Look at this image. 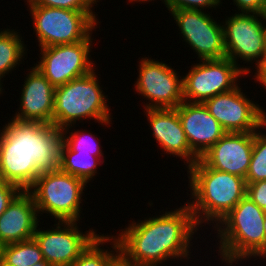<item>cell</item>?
I'll list each match as a JSON object with an SVG mask.
<instances>
[{
    "label": "cell",
    "mask_w": 266,
    "mask_h": 266,
    "mask_svg": "<svg viewBox=\"0 0 266 266\" xmlns=\"http://www.w3.org/2000/svg\"><path fill=\"white\" fill-rule=\"evenodd\" d=\"M104 244H107V246L108 244L111 245L110 247L112 249L109 247H107L109 250L105 249ZM118 259L119 246L117 240L113 237V234H111V236L101 234L72 263L71 266H112Z\"/></svg>",
    "instance_id": "obj_22"
},
{
    "label": "cell",
    "mask_w": 266,
    "mask_h": 266,
    "mask_svg": "<svg viewBox=\"0 0 266 266\" xmlns=\"http://www.w3.org/2000/svg\"><path fill=\"white\" fill-rule=\"evenodd\" d=\"M44 257L34 238L0 247V263L3 266H32Z\"/></svg>",
    "instance_id": "obj_23"
},
{
    "label": "cell",
    "mask_w": 266,
    "mask_h": 266,
    "mask_svg": "<svg viewBox=\"0 0 266 266\" xmlns=\"http://www.w3.org/2000/svg\"><path fill=\"white\" fill-rule=\"evenodd\" d=\"M28 70L19 93V109L12 118L52 124L55 87L35 66Z\"/></svg>",
    "instance_id": "obj_18"
},
{
    "label": "cell",
    "mask_w": 266,
    "mask_h": 266,
    "mask_svg": "<svg viewBox=\"0 0 266 266\" xmlns=\"http://www.w3.org/2000/svg\"><path fill=\"white\" fill-rule=\"evenodd\" d=\"M96 70L55 88L52 117L55 127L63 129L87 119L106 127L112 123L109 98L100 86Z\"/></svg>",
    "instance_id": "obj_5"
},
{
    "label": "cell",
    "mask_w": 266,
    "mask_h": 266,
    "mask_svg": "<svg viewBox=\"0 0 266 266\" xmlns=\"http://www.w3.org/2000/svg\"><path fill=\"white\" fill-rule=\"evenodd\" d=\"M17 31L8 27L0 30V79L3 78V81L5 75L22 64L28 51L22 35Z\"/></svg>",
    "instance_id": "obj_21"
},
{
    "label": "cell",
    "mask_w": 266,
    "mask_h": 266,
    "mask_svg": "<svg viewBox=\"0 0 266 266\" xmlns=\"http://www.w3.org/2000/svg\"><path fill=\"white\" fill-rule=\"evenodd\" d=\"M100 0H26L27 5H39L67 10L93 11Z\"/></svg>",
    "instance_id": "obj_26"
},
{
    "label": "cell",
    "mask_w": 266,
    "mask_h": 266,
    "mask_svg": "<svg viewBox=\"0 0 266 266\" xmlns=\"http://www.w3.org/2000/svg\"><path fill=\"white\" fill-rule=\"evenodd\" d=\"M266 124L254 132V143L246 184L266 180Z\"/></svg>",
    "instance_id": "obj_25"
},
{
    "label": "cell",
    "mask_w": 266,
    "mask_h": 266,
    "mask_svg": "<svg viewBox=\"0 0 266 266\" xmlns=\"http://www.w3.org/2000/svg\"><path fill=\"white\" fill-rule=\"evenodd\" d=\"M39 48L86 40L99 22L95 11L28 5ZM96 26V27H95Z\"/></svg>",
    "instance_id": "obj_7"
},
{
    "label": "cell",
    "mask_w": 266,
    "mask_h": 266,
    "mask_svg": "<svg viewBox=\"0 0 266 266\" xmlns=\"http://www.w3.org/2000/svg\"><path fill=\"white\" fill-rule=\"evenodd\" d=\"M254 73L255 74L252 76L253 80H255L254 82L259 83L266 89V62H264L258 70H255Z\"/></svg>",
    "instance_id": "obj_31"
},
{
    "label": "cell",
    "mask_w": 266,
    "mask_h": 266,
    "mask_svg": "<svg viewBox=\"0 0 266 266\" xmlns=\"http://www.w3.org/2000/svg\"><path fill=\"white\" fill-rule=\"evenodd\" d=\"M254 132H226L199 159L210 168L246 178Z\"/></svg>",
    "instance_id": "obj_15"
},
{
    "label": "cell",
    "mask_w": 266,
    "mask_h": 266,
    "mask_svg": "<svg viewBox=\"0 0 266 266\" xmlns=\"http://www.w3.org/2000/svg\"><path fill=\"white\" fill-rule=\"evenodd\" d=\"M128 1H129V3H133V2H134V3H135V2H136V3H137V2H140V3L143 2V3H144V2L154 1V0H128Z\"/></svg>",
    "instance_id": "obj_35"
},
{
    "label": "cell",
    "mask_w": 266,
    "mask_h": 266,
    "mask_svg": "<svg viewBox=\"0 0 266 266\" xmlns=\"http://www.w3.org/2000/svg\"><path fill=\"white\" fill-rule=\"evenodd\" d=\"M112 266H131L129 264L124 263L120 258L112 265Z\"/></svg>",
    "instance_id": "obj_32"
},
{
    "label": "cell",
    "mask_w": 266,
    "mask_h": 266,
    "mask_svg": "<svg viewBox=\"0 0 266 266\" xmlns=\"http://www.w3.org/2000/svg\"><path fill=\"white\" fill-rule=\"evenodd\" d=\"M191 151L200 158L226 131L204 103L183 101L176 108Z\"/></svg>",
    "instance_id": "obj_17"
},
{
    "label": "cell",
    "mask_w": 266,
    "mask_h": 266,
    "mask_svg": "<svg viewBox=\"0 0 266 266\" xmlns=\"http://www.w3.org/2000/svg\"><path fill=\"white\" fill-rule=\"evenodd\" d=\"M169 13L174 10H201L206 11L211 8L213 10L218 6H222V0H161ZM213 7V8H212Z\"/></svg>",
    "instance_id": "obj_27"
},
{
    "label": "cell",
    "mask_w": 266,
    "mask_h": 266,
    "mask_svg": "<svg viewBox=\"0 0 266 266\" xmlns=\"http://www.w3.org/2000/svg\"><path fill=\"white\" fill-rule=\"evenodd\" d=\"M264 44H265V62H266V15H265V25H264Z\"/></svg>",
    "instance_id": "obj_34"
},
{
    "label": "cell",
    "mask_w": 266,
    "mask_h": 266,
    "mask_svg": "<svg viewBox=\"0 0 266 266\" xmlns=\"http://www.w3.org/2000/svg\"><path fill=\"white\" fill-rule=\"evenodd\" d=\"M162 210L161 215L134 220L113 237L119 258L131 266H167L169 261L190 259L192 239L198 233L193 213L185 202L179 208ZM118 235V236H117ZM184 259V260H182ZM162 264V265H160Z\"/></svg>",
    "instance_id": "obj_1"
},
{
    "label": "cell",
    "mask_w": 266,
    "mask_h": 266,
    "mask_svg": "<svg viewBox=\"0 0 266 266\" xmlns=\"http://www.w3.org/2000/svg\"><path fill=\"white\" fill-rule=\"evenodd\" d=\"M86 187L80 178L58 169L41 173L28 192L33 196L39 216L49 213L55 221L79 222Z\"/></svg>",
    "instance_id": "obj_6"
},
{
    "label": "cell",
    "mask_w": 266,
    "mask_h": 266,
    "mask_svg": "<svg viewBox=\"0 0 266 266\" xmlns=\"http://www.w3.org/2000/svg\"><path fill=\"white\" fill-rule=\"evenodd\" d=\"M187 174L192 200L187 204L199 228L203 223L215 227L246 195L243 177L207 167L200 159L188 167Z\"/></svg>",
    "instance_id": "obj_3"
},
{
    "label": "cell",
    "mask_w": 266,
    "mask_h": 266,
    "mask_svg": "<svg viewBox=\"0 0 266 266\" xmlns=\"http://www.w3.org/2000/svg\"><path fill=\"white\" fill-rule=\"evenodd\" d=\"M153 138L165 154L186 161V168L199 158L191 151L183 130L178 111L175 108H149L143 110Z\"/></svg>",
    "instance_id": "obj_16"
},
{
    "label": "cell",
    "mask_w": 266,
    "mask_h": 266,
    "mask_svg": "<svg viewBox=\"0 0 266 266\" xmlns=\"http://www.w3.org/2000/svg\"><path fill=\"white\" fill-rule=\"evenodd\" d=\"M183 41L197 54V59L211 60L226 57L222 23L201 10H174L170 12ZM211 15V16H210Z\"/></svg>",
    "instance_id": "obj_13"
},
{
    "label": "cell",
    "mask_w": 266,
    "mask_h": 266,
    "mask_svg": "<svg viewBox=\"0 0 266 266\" xmlns=\"http://www.w3.org/2000/svg\"><path fill=\"white\" fill-rule=\"evenodd\" d=\"M246 196L266 214V180L246 184Z\"/></svg>",
    "instance_id": "obj_28"
},
{
    "label": "cell",
    "mask_w": 266,
    "mask_h": 266,
    "mask_svg": "<svg viewBox=\"0 0 266 266\" xmlns=\"http://www.w3.org/2000/svg\"><path fill=\"white\" fill-rule=\"evenodd\" d=\"M74 126L75 125H70L62 129L63 142L74 152L89 153L93 156H103L104 153L101 150L102 146L99 144L100 139L94 136L91 131L89 132L85 129L80 131L79 129H77V131L71 130Z\"/></svg>",
    "instance_id": "obj_24"
},
{
    "label": "cell",
    "mask_w": 266,
    "mask_h": 266,
    "mask_svg": "<svg viewBox=\"0 0 266 266\" xmlns=\"http://www.w3.org/2000/svg\"><path fill=\"white\" fill-rule=\"evenodd\" d=\"M54 222L57 224L52 225L55 226L52 229L42 230V227L37 226L33 236L44 259L51 266H71L100 235L92 228L83 233L78 225L79 222Z\"/></svg>",
    "instance_id": "obj_12"
},
{
    "label": "cell",
    "mask_w": 266,
    "mask_h": 266,
    "mask_svg": "<svg viewBox=\"0 0 266 266\" xmlns=\"http://www.w3.org/2000/svg\"><path fill=\"white\" fill-rule=\"evenodd\" d=\"M239 13H255L266 15V0H232Z\"/></svg>",
    "instance_id": "obj_30"
},
{
    "label": "cell",
    "mask_w": 266,
    "mask_h": 266,
    "mask_svg": "<svg viewBox=\"0 0 266 266\" xmlns=\"http://www.w3.org/2000/svg\"><path fill=\"white\" fill-rule=\"evenodd\" d=\"M264 232H265V236H266V214H265V219H264Z\"/></svg>",
    "instance_id": "obj_37"
},
{
    "label": "cell",
    "mask_w": 266,
    "mask_h": 266,
    "mask_svg": "<svg viewBox=\"0 0 266 266\" xmlns=\"http://www.w3.org/2000/svg\"><path fill=\"white\" fill-rule=\"evenodd\" d=\"M242 76L247 75L227 57L200 60L183 76L184 101L204 103L217 94L235 89Z\"/></svg>",
    "instance_id": "obj_9"
},
{
    "label": "cell",
    "mask_w": 266,
    "mask_h": 266,
    "mask_svg": "<svg viewBox=\"0 0 266 266\" xmlns=\"http://www.w3.org/2000/svg\"><path fill=\"white\" fill-rule=\"evenodd\" d=\"M39 215L28 191H22L0 216V247L32 239Z\"/></svg>",
    "instance_id": "obj_19"
},
{
    "label": "cell",
    "mask_w": 266,
    "mask_h": 266,
    "mask_svg": "<svg viewBox=\"0 0 266 266\" xmlns=\"http://www.w3.org/2000/svg\"><path fill=\"white\" fill-rule=\"evenodd\" d=\"M0 129V179L28 191L44 172L60 168L63 131L15 118Z\"/></svg>",
    "instance_id": "obj_2"
},
{
    "label": "cell",
    "mask_w": 266,
    "mask_h": 266,
    "mask_svg": "<svg viewBox=\"0 0 266 266\" xmlns=\"http://www.w3.org/2000/svg\"><path fill=\"white\" fill-rule=\"evenodd\" d=\"M138 63L139 74L134 90L148 100L147 103L142 102L144 109L176 108L184 101L183 76L178 71L151 57H143Z\"/></svg>",
    "instance_id": "obj_11"
},
{
    "label": "cell",
    "mask_w": 266,
    "mask_h": 266,
    "mask_svg": "<svg viewBox=\"0 0 266 266\" xmlns=\"http://www.w3.org/2000/svg\"><path fill=\"white\" fill-rule=\"evenodd\" d=\"M21 192L16 185L0 179V216Z\"/></svg>",
    "instance_id": "obj_29"
},
{
    "label": "cell",
    "mask_w": 266,
    "mask_h": 266,
    "mask_svg": "<svg viewBox=\"0 0 266 266\" xmlns=\"http://www.w3.org/2000/svg\"><path fill=\"white\" fill-rule=\"evenodd\" d=\"M103 158L105 157L93 156L89 153L74 152L63 142L59 169L80 178L88 184L95 176H97V167L100 166V163L103 164Z\"/></svg>",
    "instance_id": "obj_20"
},
{
    "label": "cell",
    "mask_w": 266,
    "mask_h": 266,
    "mask_svg": "<svg viewBox=\"0 0 266 266\" xmlns=\"http://www.w3.org/2000/svg\"><path fill=\"white\" fill-rule=\"evenodd\" d=\"M265 213L246 195L217 224L218 256L224 266L242 260L266 258Z\"/></svg>",
    "instance_id": "obj_4"
},
{
    "label": "cell",
    "mask_w": 266,
    "mask_h": 266,
    "mask_svg": "<svg viewBox=\"0 0 266 266\" xmlns=\"http://www.w3.org/2000/svg\"><path fill=\"white\" fill-rule=\"evenodd\" d=\"M32 266H51V265L44 259L43 261L33 264Z\"/></svg>",
    "instance_id": "obj_33"
},
{
    "label": "cell",
    "mask_w": 266,
    "mask_h": 266,
    "mask_svg": "<svg viewBox=\"0 0 266 266\" xmlns=\"http://www.w3.org/2000/svg\"><path fill=\"white\" fill-rule=\"evenodd\" d=\"M92 40L90 35L80 42L42 47L40 60L34 66L55 88L65 85L96 68L90 54L93 48Z\"/></svg>",
    "instance_id": "obj_10"
},
{
    "label": "cell",
    "mask_w": 266,
    "mask_h": 266,
    "mask_svg": "<svg viewBox=\"0 0 266 266\" xmlns=\"http://www.w3.org/2000/svg\"><path fill=\"white\" fill-rule=\"evenodd\" d=\"M2 84H3V80L0 79V95L1 96H2V94H3L2 92L4 90V89H2V88H4Z\"/></svg>",
    "instance_id": "obj_36"
},
{
    "label": "cell",
    "mask_w": 266,
    "mask_h": 266,
    "mask_svg": "<svg viewBox=\"0 0 266 266\" xmlns=\"http://www.w3.org/2000/svg\"><path fill=\"white\" fill-rule=\"evenodd\" d=\"M240 87L217 94L204 105L226 132H255L266 124V112Z\"/></svg>",
    "instance_id": "obj_14"
},
{
    "label": "cell",
    "mask_w": 266,
    "mask_h": 266,
    "mask_svg": "<svg viewBox=\"0 0 266 266\" xmlns=\"http://www.w3.org/2000/svg\"><path fill=\"white\" fill-rule=\"evenodd\" d=\"M262 19V20H261ZM223 27L226 57L231 59L246 75L254 64L259 69L265 62L264 25L265 14L238 13L227 16ZM239 58L248 66H240Z\"/></svg>",
    "instance_id": "obj_8"
}]
</instances>
